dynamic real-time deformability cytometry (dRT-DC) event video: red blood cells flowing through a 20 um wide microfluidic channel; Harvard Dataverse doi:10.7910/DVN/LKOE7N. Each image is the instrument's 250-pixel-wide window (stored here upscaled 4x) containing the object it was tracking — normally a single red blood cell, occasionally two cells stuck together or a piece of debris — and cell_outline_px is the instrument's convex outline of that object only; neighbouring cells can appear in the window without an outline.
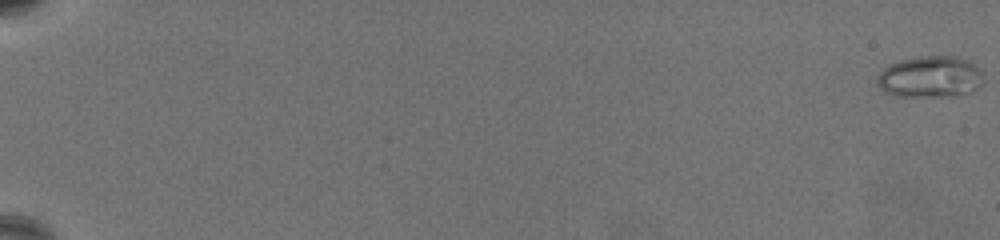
{"species": "common noctule bat (a hibernating species)", "species_latin": "Nyctalus noctula", "temperature_condition": "warm", "stored_images_in_passage": 69, "camera_frame_rate_fps": 3000, "um_per_image_px": 0.085, "animal": {"sex": "female", "body_mass_g": 19.5, "forearm_length_mm": 54.1}, "frame": {"image": 1, "passage_image": 1, "time_ms": 0.0, "image_size_px": [1000, 240], "cell_outline_px": [[980, 84], [976, 88], [968, 92], [948, 96], [900, 96], [884, 92], [876, 84], [876, 76], [884, 68], [900, 60], [920, 56], [956, 56], [972, 64], [980, 72]], "centroid_in_image_um": [78.97, 6.53], "position_along_channel_um": 6.0, "area_um2": 25.14}}
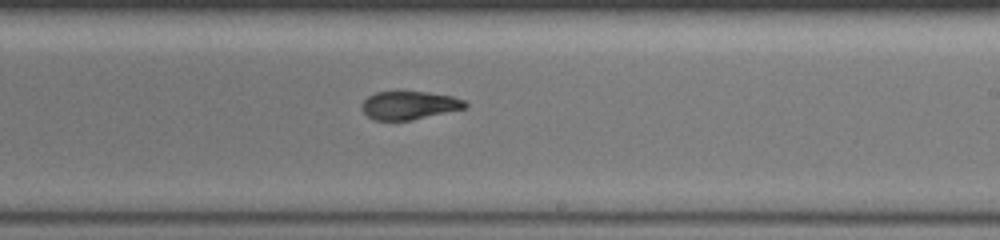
{"frame": {"image": 2, "passage_image": 46, "time_ms": 15.0, "image_size_px": [1000, 240], "cell_outline_px": [[468, 104], [464, 108], [412, 120], [372, 120], [360, 108], [360, 104], [368, 96], [376, 92], [400, 88], [428, 92], [452, 96], [464, 100]], "centroid_in_image_um": [34.72, 8.9], "position_along_channel_um": 254.3, "area_um2": 17.69}}
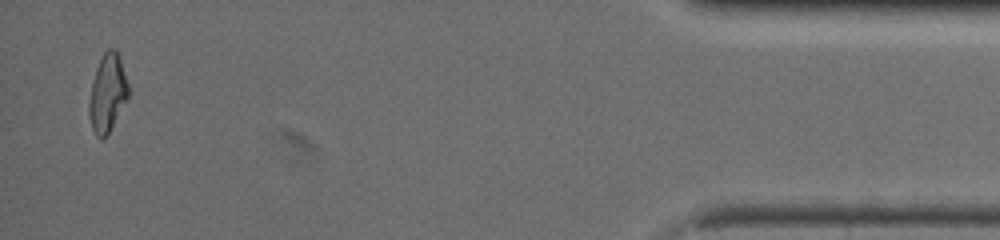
{"frame": {"image": 3, "passage_image": 68, "time_ms": 22.333, "image_size_px": [1000, 240], "cell_outline_px": [[128, 96], [108, 132], [100, 140], [96, 136], [92, 128], [88, 112], [88, 104], [92, 80], [96, 68], [104, 52], [108, 48], [116, 48], [128, 84]], "centroid_in_image_um": [9.1, 7.88], "position_along_channel_um": 426.1, "area_um2": 17.4}, "authors_computed_cell_mechanics": {"area_um2": 17.918, "velocity_mm_per_s": 3.263, "shape_relaxation_time_tau1_ms": null, "shape_relaxation_time_tau2_ms": 3.495, "deformation_change_tau1": null, "deformation_change_tau2": 0.1042}}